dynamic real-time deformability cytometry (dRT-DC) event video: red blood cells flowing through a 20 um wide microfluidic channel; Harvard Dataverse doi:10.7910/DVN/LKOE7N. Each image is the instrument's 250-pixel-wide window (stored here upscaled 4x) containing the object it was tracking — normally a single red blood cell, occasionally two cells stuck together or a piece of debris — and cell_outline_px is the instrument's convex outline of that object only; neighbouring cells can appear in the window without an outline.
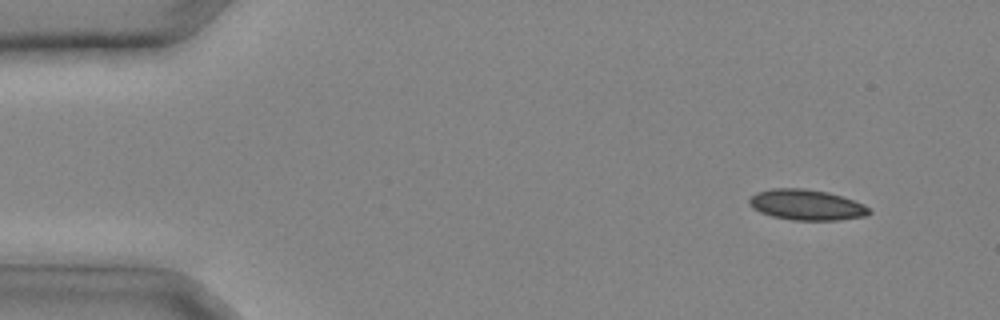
{"species": "common noctule bat (a hibernating species)", "species_latin": "Nyctalus noctula", "temperature_condition": "cold", "stored_images_in_passage": 29, "camera_frame_rate_fps": 3000, "um_per_image_px": 0.085, "animal": {"sex": "male", "body_mass_g": 20.4}, "frame": {"image": 1, "passage_image": 1, "time_ms": 0.0, "image_size_px": [1000, 320], "cell_outline_px": [[872, 212], [864, 216], [840, 220], [792, 220], [772, 216], [760, 212], [752, 208], [748, 204], [748, 200], [756, 192], [772, 188], [804, 188], [828, 192], [864, 204]], "centroid_in_image_um": [68.52, 17.41], "position_along_channel_um": 16.5, "area_um2": 21.39}}
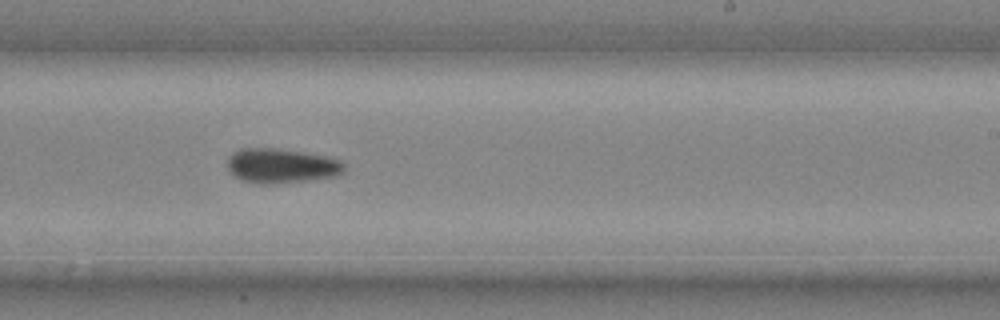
{"frame": {"image": 2, "passage_image": 18, "time_ms": 5.667, "image_size_px": [1000, 320], "cell_outline_px": [[344, 172], [336, 176], [308, 180], [276, 184], [256, 184], [244, 180], [236, 176], [228, 168], [228, 160], [232, 152], [244, 148], [272, 148], [304, 152], [328, 156], [340, 160], [344, 164]], "centroid_in_image_um": [23.95, 14.09], "position_along_channel_um": 265.1, "area_um2": 23.52}}
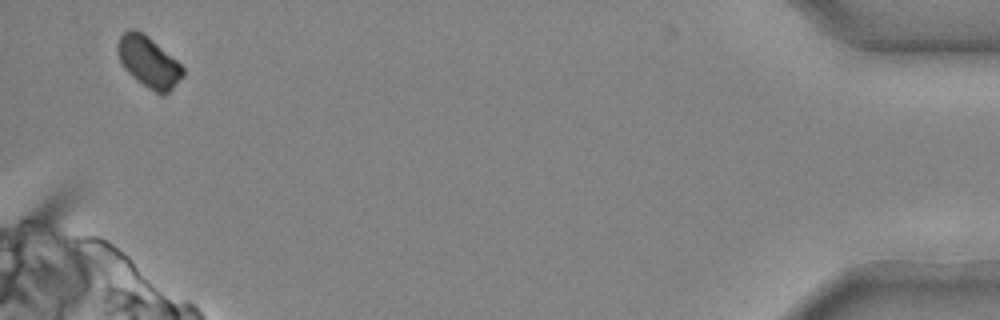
{"frame": {"image": 3, "passage_image": 29, "time_ms": 9.333, "image_size_px": [1000, 320], "cell_outline_px": [[184, 76], [164, 96], [160, 96], [136, 80], [124, 68], [120, 60], [116, 48], [116, 44], [120, 36], [128, 28], [136, 28], [144, 32], [176, 60], [184, 68]], "centroid_in_image_um": [12.62, 5.25], "position_along_channel_um": 422.6, "area_um2": 19.59}}